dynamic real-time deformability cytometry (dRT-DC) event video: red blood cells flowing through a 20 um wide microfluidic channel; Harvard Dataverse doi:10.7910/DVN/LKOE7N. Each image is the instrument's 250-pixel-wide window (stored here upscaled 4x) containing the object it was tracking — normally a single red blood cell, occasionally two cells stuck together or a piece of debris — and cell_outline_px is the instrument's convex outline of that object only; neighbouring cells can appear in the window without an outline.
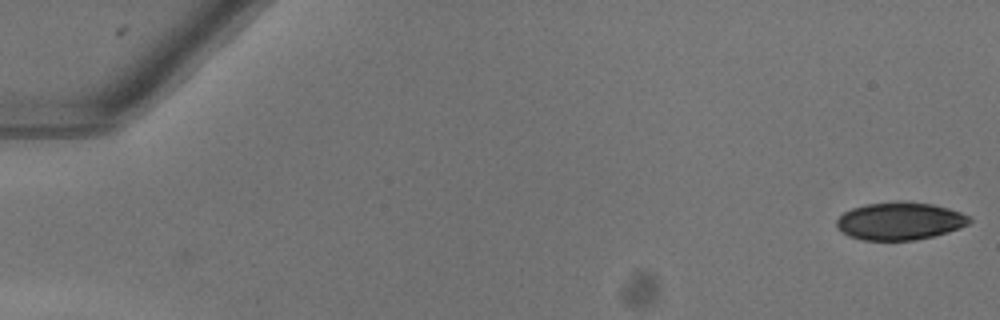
{"species": "common noctule bat (a hibernating species)", "species_latin": "Nyctalus noctula", "temperature_condition": "warm", "stored_images_in_passage": 52, "camera_frame_rate_fps": 3000, "um_per_image_px": 0.085, "animal": {"sex": "female"}, "frame": {"image": 1, "passage_image": 1, "time_ms": 0.0, "image_size_px": [1000, 320], "cell_outline_px": [[972, 220], [968, 224], [960, 228], [948, 232], [916, 240], [860, 240], [848, 236], [840, 232], [836, 228], [836, 220], [844, 212], [852, 208], [868, 204], [896, 200], [904, 200], [932, 204], [948, 208], [960, 212], [968, 216]], "centroid_in_image_um": [76.45, 18.78], "position_along_channel_um": 8.5, "area_um2": 29.48}}
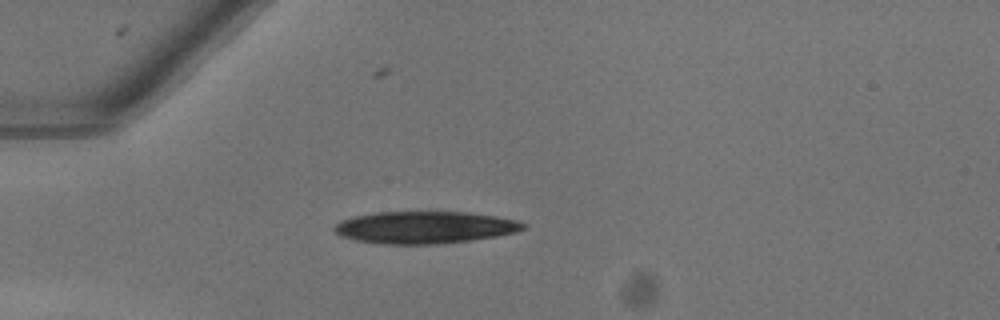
{"frame": {"image": 2, "passage_image": 15, "time_ms": 4.667, "image_size_px": [1000, 320], "cell_outline_px": [[528, 224], [524, 228], [516, 232], [496, 236], [440, 244], [380, 244], [356, 240], [340, 236], [332, 228], [336, 224], [344, 220], [356, 216], [376, 212], [468, 212], [496, 216], [516, 220]], "centroid_in_image_um": [36.11, 19.33], "position_along_channel_um": 48.9, "area_um2": 35.26}}